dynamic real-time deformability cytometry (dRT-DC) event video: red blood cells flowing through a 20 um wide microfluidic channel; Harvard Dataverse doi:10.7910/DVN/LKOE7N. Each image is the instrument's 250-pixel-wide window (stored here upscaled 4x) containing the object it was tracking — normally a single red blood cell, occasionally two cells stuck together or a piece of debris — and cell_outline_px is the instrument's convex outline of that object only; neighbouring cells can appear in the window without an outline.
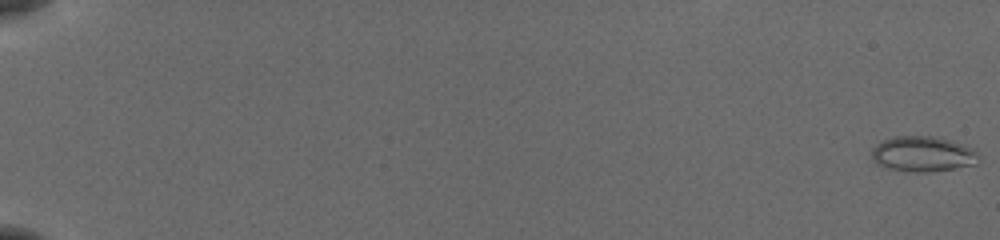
{"species": "common noctule bat (a hibernating species)", "species_latin": "Nyctalus noctula", "temperature_condition": "cold", "stored_images_in_passage": 56, "camera_frame_rate_fps": 3000, "um_per_image_px": 0.085, "animal": {"sex": "female", "body_mass_g": 19.5, "forearm_length_mm": 54.1}, "frame": {"image": 1, "passage_image": 1, "time_ms": 0.0, "image_size_px": [1000, 240], "cell_outline_px": [[976, 164], [928, 172], [916, 172], [888, 168], [876, 164], [872, 160], [872, 148], [876, 144], [884, 140], [896, 136], [932, 136], [948, 140], [976, 148]], "centroid_in_image_um": [78.4, 13.08], "position_along_channel_um": 6.6, "area_um2": 21.79}}
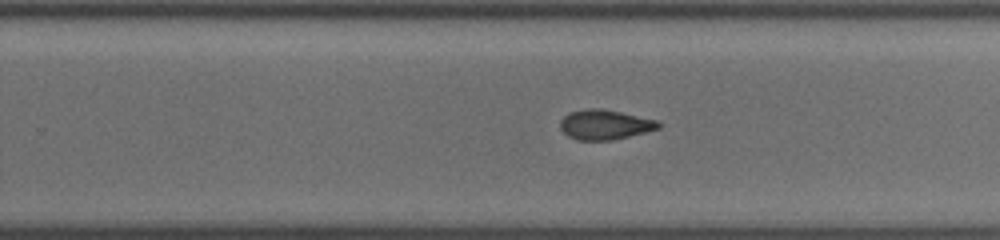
{"frame": {"image": 2, "passage_image": 38, "time_ms": 12.333, "image_size_px": [1000, 240], "cell_outline_px": [[660, 128], [612, 140], [576, 140], [568, 136], [560, 128], [560, 120], [568, 112], [588, 108], [600, 108], [660, 120]], "centroid_in_image_um": [51.4, 10.58], "position_along_channel_um": 278.4, "area_um2": 17.11}}
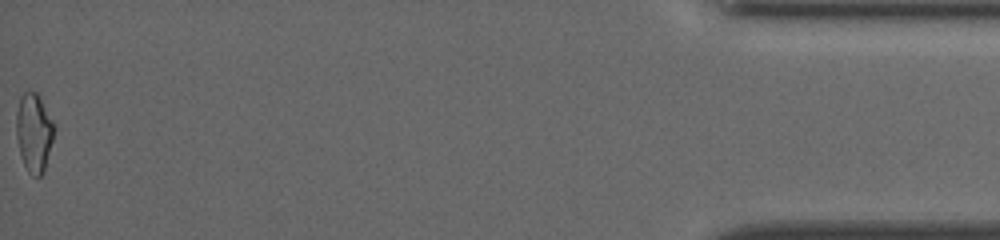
{"frame": {"image": 3, "passage_image": 56, "time_ms": 18.333, "image_size_px": [1000, 240], "cell_outline_px": [[56, 128], [44, 172], [40, 176], [36, 176], [28, 172], [20, 156], [16, 136], [16, 112], [20, 96], [24, 92], [36, 92], [40, 96], [56, 124]], "centroid_in_image_um": [2.9, 11.24], "position_along_channel_um": 432.3, "area_um2": 17.74}, "authors_computed_cell_mechanics": {"area_um2": 17.8891, "velocity_mm_per_s": 3.9105, "shape_relaxation_time_tau1_ms": null, "shape_relaxation_time_tau2_ms": 2.2736, "deformation_change_tau1": null, "deformation_change_tau2": 0.0919}}